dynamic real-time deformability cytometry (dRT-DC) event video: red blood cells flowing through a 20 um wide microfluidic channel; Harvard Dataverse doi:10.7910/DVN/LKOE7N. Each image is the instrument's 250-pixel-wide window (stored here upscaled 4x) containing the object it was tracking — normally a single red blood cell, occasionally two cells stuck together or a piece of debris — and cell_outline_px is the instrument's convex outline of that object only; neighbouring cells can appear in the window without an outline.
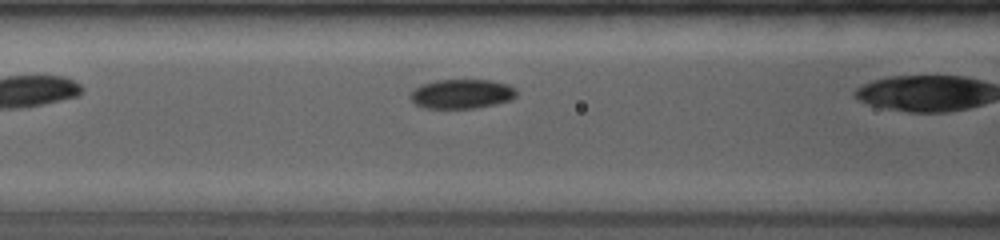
{"species": "common noctule bat (a hibernating species)", "species_latin": "Nyctalus noctula", "temperature_condition": "room temperature", "stored_images_in_passage": 8, "camera_frame_rate_fps": 4000, "um_per_image_px": 0.085, "animal": {"sex": "female", "body_mass_g": 19.0, "forearm_length_mm": 53.3}, "frame": {"image": 1, "passage_image": 6, "time_ms": 2.5, "image_size_px": [1000, 240], "cell_outline_px": [[516, 96], [512, 100], [496, 104], [476, 108], [424, 108], [416, 104], [408, 96], [420, 84], [436, 80], [492, 80], [508, 84], [516, 88]], "centroid_in_image_um": [39.27, 7.98], "position_along_channel_um": 127.3, "area_um2": 18.32}}